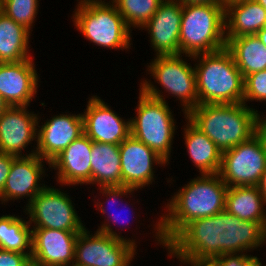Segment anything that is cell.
<instances>
[{"label": "cell", "mask_w": 266, "mask_h": 266, "mask_svg": "<svg viewBox=\"0 0 266 266\" xmlns=\"http://www.w3.org/2000/svg\"><path fill=\"white\" fill-rule=\"evenodd\" d=\"M92 140L83 133L50 162L62 185L91 184Z\"/></svg>", "instance_id": "ffe728a7"}, {"label": "cell", "mask_w": 266, "mask_h": 266, "mask_svg": "<svg viewBox=\"0 0 266 266\" xmlns=\"http://www.w3.org/2000/svg\"><path fill=\"white\" fill-rule=\"evenodd\" d=\"M121 185L139 189L154 181L153 164L167 162L150 147L129 135L120 145Z\"/></svg>", "instance_id": "4fadbf2b"}, {"label": "cell", "mask_w": 266, "mask_h": 266, "mask_svg": "<svg viewBox=\"0 0 266 266\" xmlns=\"http://www.w3.org/2000/svg\"><path fill=\"white\" fill-rule=\"evenodd\" d=\"M82 116L84 133L93 142L120 145L130 135V120H123L97 96L89 99Z\"/></svg>", "instance_id": "5bb4252c"}, {"label": "cell", "mask_w": 266, "mask_h": 266, "mask_svg": "<svg viewBox=\"0 0 266 266\" xmlns=\"http://www.w3.org/2000/svg\"><path fill=\"white\" fill-rule=\"evenodd\" d=\"M182 5L188 4H210L225 6V0H178Z\"/></svg>", "instance_id": "d590c367"}, {"label": "cell", "mask_w": 266, "mask_h": 266, "mask_svg": "<svg viewBox=\"0 0 266 266\" xmlns=\"http://www.w3.org/2000/svg\"><path fill=\"white\" fill-rule=\"evenodd\" d=\"M184 128L185 144L192 162L202 174H218L221 167L222 152L216 144L197 128L187 117Z\"/></svg>", "instance_id": "603a6c76"}, {"label": "cell", "mask_w": 266, "mask_h": 266, "mask_svg": "<svg viewBox=\"0 0 266 266\" xmlns=\"http://www.w3.org/2000/svg\"><path fill=\"white\" fill-rule=\"evenodd\" d=\"M29 226L28 221L15 215L0 216V248L31 254L32 229Z\"/></svg>", "instance_id": "4316f807"}, {"label": "cell", "mask_w": 266, "mask_h": 266, "mask_svg": "<svg viewBox=\"0 0 266 266\" xmlns=\"http://www.w3.org/2000/svg\"><path fill=\"white\" fill-rule=\"evenodd\" d=\"M38 0H0V11L30 31L38 11Z\"/></svg>", "instance_id": "f1b7e54d"}, {"label": "cell", "mask_w": 266, "mask_h": 266, "mask_svg": "<svg viewBox=\"0 0 266 266\" xmlns=\"http://www.w3.org/2000/svg\"><path fill=\"white\" fill-rule=\"evenodd\" d=\"M27 106H9L0 114V152L22 156V150L37 139L38 115ZM37 125V126H36Z\"/></svg>", "instance_id": "e0dca14e"}, {"label": "cell", "mask_w": 266, "mask_h": 266, "mask_svg": "<svg viewBox=\"0 0 266 266\" xmlns=\"http://www.w3.org/2000/svg\"><path fill=\"white\" fill-rule=\"evenodd\" d=\"M259 258L247 254H224L215 257L203 266H258Z\"/></svg>", "instance_id": "4dcf8cb0"}, {"label": "cell", "mask_w": 266, "mask_h": 266, "mask_svg": "<svg viewBox=\"0 0 266 266\" xmlns=\"http://www.w3.org/2000/svg\"><path fill=\"white\" fill-rule=\"evenodd\" d=\"M31 59L0 63V94L9 106H29L38 87V74Z\"/></svg>", "instance_id": "d6986e66"}, {"label": "cell", "mask_w": 266, "mask_h": 266, "mask_svg": "<svg viewBox=\"0 0 266 266\" xmlns=\"http://www.w3.org/2000/svg\"><path fill=\"white\" fill-rule=\"evenodd\" d=\"M100 190H101L100 192H102V195H104V196L106 195L107 198H111L112 201L108 202L111 204H114V203L116 204L115 200L117 199V197H120V196L124 197L125 195H128V193L132 194V192L135 191V189H131V188H128V187L123 186V185H120V186H102V187H100ZM116 201H118V200H116ZM125 208H127V207L125 206ZM119 216H120V214H118V216H116L115 214L114 215L111 214L107 217L108 218L107 221H109V218H112V219H114L113 220L114 223L115 222L118 223ZM122 222H124V221L122 220Z\"/></svg>", "instance_id": "d6a6232c"}, {"label": "cell", "mask_w": 266, "mask_h": 266, "mask_svg": "<svg viewBox=\"0 0 266 266\" xmlns=\"http://www.w3.org/2000/svg\"><path fill=\"white\" fill-rule=\"evenodd\" d=\"M256 112L244 103L201 104L185 117L223 153L254 136Z\"/></svg>", "instance_id": "3957f363"}, {"label": "cell", "mask_w": 266, "mask_h": 266, "mask_svg": "<svg viewBox=\"0 0 266 266\" xmlns=\"http://www.w3.org/2000/svg\"><path fill=\"white\" fill-rule=\"evenodd\" d=\"M182 9L183 5L178 0H163L156 13L143 26L150 34V44L156 56L180 54Z\"/></svg>", "instance_id": "9a60e30c"}, {"label": "cell", "mask_w": 266, "mask_h": 266, "mask_svg": "<svg viewBox=\"0 0 266 266\" xmlns=\"http://www.w3.org/2000/svg\"><path fill=\"white\" fill-rule=\"evenodd\" d=\"M266 240V227L262 223L242 221L221 211L186 224L167 244L170 256L191 266H203L224 254H243Z\"/></svg>", "instance_id": "6da1fadb"}, {"label": "cell", "mask_w": 266, "mask_h": 266, "mask_svg": "<svg viewBox=\"0 0 266 266\" xmlns=\"http://www.w3.org/2000/svg\"><path fill=\"white\" fill-rule=\"evenodd\" d=\"M42 160L36 154V150L31 151L29 155L24 154L14 158L0 197L2 203L27 196L30 197L27 207L32 199L46 187L45 184L43 186L39 184L42 174L45 173Z\"/></svg>", "instance_id": "ac0fdd59"}, {"label": "cell", "mask_w": 266, "mask_h": 266, "mask_svg": "<svg viewBox=\"0 0 266 266\" xmlns=\"http://www.w3.org/2000/svg\"><path fill=\"white\" fill-rule=\"evenodd\" d=\"M226 48L232 53L243 77L266 69V47L256 34L231 38Z\"/></svg>", "instance_id": "484cf974"}, {"label": "cell", "mask_w": 266, "mask_h": 266, "mask_svg": "<svg viewBox=\"0 0 266 266\" xmlns=\"http://www.w3.org/2000/svg\"><path fill=\"white\" fill-rule=\"evenodd\" d=\"M69 195L60 189L45 187L26 207L33 228L82 231L85 227L77 216Z\"/></svg>", "instance_id": "30bf717a"}, {"label": "cell", "mask_w": 266, "mask_h": 266, "mask_svg": "<svg viewBox=\"0 0 266 266\" xmlns=\"http://www.w3.org/2000/svg\"><path fill=\"white\" fill-rule=\"evenodd\" d=\"M163 0H112L129 28H143Z\"/></svg>", "instance_id": "83f0119b"}, {"label": "cell", "mask_w": 266, "mask_h": 266, "mask_svg": "<svg viewBox=\"0 0 266 266\" xmlns=\"http://www.w3.org/2000/svg\"><path fill=\"white\" fill-rule=\"evenodd\" d=\"M80 232L33 228L32 266H73L75 244Z\"/></svg>", "instance_id": "7c38bea8"}, {"label": "cell", "mask_w": 266, "mask_h": 266, "mask_svg": "<svg viewBox=\"0 0 266 266\" xmlns=\"http://www.w3.org/2000/svg\"><path fill=\"white\" fill-rule=\"evenodd\" d=\"M83 133L82 114L51 117L37 130L36 154L50 165L55 157Z\"/></svg>", "instance_id": "2e32d148"}, {"label": "cell", "mask_w": 266, "mask_h": 266, "mask_svg": "<svg viewBox=\"0 0 266 266\" xmlns=\"http://www.w3.org/2000/svg\"><path fill=\"white\" fill-rule=\"evenodd\" d=\"M135 245V240L114 232L109 222L92 236L84 228L75 244L73 266H129L136 253Z\"/></svg>", "instance_id": "ba28073f"}, {"label": "cell", "mask_w": 266, "mask_h": 266, "mask_svg": "<svg viewBox=\"0 0 266 266\" xmlns=\"http://www.w3.org/2000/svg\"><path fill=\"white\" fill-rule=\"evenodd\" d=\"M181 57V54L156 56L148 70L166 92L179 98L187 115L198 105V92L195 68Z\"/></svg>", "instance_id": "8fae6325"}, {"label": "cell", "mask_w": 266, "mask_h": 266, "mask_svg": "<svg viewBox=\"0 0 266 266\" xmlns=\"http://www.w3.org/2000/svg\"><path fill=\"white\" fill-rule=\"evenodd\" d=\"M266 9V0H255Z\"/></svg>", "instance_id": "ab89813d"}, {"label": "cell", "mask_w": 266, "mask_h": 266, "mask_svg": "<svg viewBox=\"0 0 266 266\" xmlns=\"http://www.w3.org/2000/svg\"><path fill=\"white\" fill-rule=\"evenodd\" d=\"M30 31L0 11V63L31 59Z\"/></svg>", "instance_id": "d4e9b609"}, {"label": "cell", "mask_w": 266, "mask_h": 266, "mask_svg": "<svg viewBox=\"0 0 266 266\" xmlns=\"http://www.w3.org/2000/svg\"><path fill=\"white\" fill-rule=\"evenodd\" d=\"M235 1H239V0H225V4H229V3H232V2H235Z\"/></svg>", "instance_id": "60d3db41"}, {"label": "cell", "mask_w": 266, "mask_h": 266, "mask_svg": "<svg viewBox=\"0 0 266 266\" xmlns=\"http://www.w3.org/2000/svg\"><path fill=\"white\" fill-rule=\"evenodd\" d=\"M15 157L16 156L0 152V197L3 193V188Z\"/></svg>", "instance_id": "836d02e7"}, {"label": "cell", "mask_w": 266, "mask_h": 266, "mask_svg": "<svg viewBox=\"0 0 266 266\" xmlns=\"http://www.w3.org/2000/svg\"><path fill=\"white\" fill-rule=\"evenodd\" d=\"M266 101V69L244 77V97L246 101Z\"/></svg>", "instance_id": "f546056e"}, {"label": "cell", "mask_w": 266, "mask_h": 266, "mask_svg": "<svg viewBox=\"0 0 266 266\" xmlns=\"http://www.w3.org/2000/svg\"><path fill=\"white\" fill-rule=\"evenodd\" d=\"M73 21L86 39L109 49H128L131 40L130 28L111 2L80 0Z\"/></svg>", "instance_id": "52a82bcc"}, {"label": "cell", "mask_w": 266, "mask_h": 266, "mask_svg": "<svg viewBox=\"0 0 266 266\" xmlns=\"http://www.w3.org/2000/svg\"><path fill=\"white\" fill-rule=\"evenodd\" d=\"M91 184L102 186L121 185L119 145L92 141Z\"/></svg>", "instance_id": "cb8c5ba5"}, {"label": "cell", "mask_w": 266, "mask_h": 266, "mask_svg": "<svg viewBox=\"0 0 266 266\" xmlns=\"http://www.w3.org/2000/svg\"><path fill=\"white\" fill-rule=\"evenodd\" d=\"M192 58L199 59L195 66L198 105L243 103L244 77L226 47Z\"/></svg>", "instance_id": "277c9868"}, {"label": "cell", "mask_w": 266, "mask_h": 266, "mask_svg": "<svg viewBox=\"0 0 266 266\" xmlns=\"http://www.w3.org/2000/svg\"><path fill=\"white\" fill-rule=\"evenodd\" d=\"M257 187H258L260 193L263 195V198L266 201V170L262 174L260 182L257 185Z\"/></svg>", "instance_id": "8d00e7d4"}, {"label": "cell", "mask_w": 266, "mask_h": 266, "mask_svg": "<svg viewBox=\"0 0 266 266\" xmlns=\"http://www.w3.org/2000/svg\"><path fill=\"white\" fill-rule=\"evenodd\" d=\"M256 36L259 38L260 42L266 47V26L256 33Z\"/></svg>", "instance_id": "74e56055"}, {"label": "cell", "mask_w": 266, "mask_h": 266, "mask_svg": "<svg viewBox=\"0 0 266 266\" xmlns=\"http://www.w3.org/2000/svg\"><path fill=\"white\" fill-rule=\"evenodd\" d=\"M266 26V9L255 0H239L225 5V36L253 35Z\"/></svg>", "instance_id": "44dd1931"}, {"label": "cell", "mask_w": 266, "mask_h": 266, "mask_svg": "<svg viewBox=\"0 0 266 266\" xmlns=\"http://www.w3.org/2000/svg\"><path fill=\"white\" fill-rule=\"evenodd\" d=\"M180 54L192 57L226 47L225 6L183 5L180 29Z\"/></svg>", "instance_id": "8992f818"}, {"label": "cell", "mask_w": 266, "mask_h": 266, "mask_svg": "<svg viewBox=\"0 0 266 266\" xmlns=\"http://www.w3.org/2000/svg\"><path fill=\"white\" fill-rule=\"evenodd\" d=\"M140 83L137 117L130 118V135L150 147L167 163L175 133V122L161 90L147 80Z\"/></svg>", "instance_id": "5b68a950"}, {"label": "cell", "mask_w": 266, "mask_h": 266, "mask_svg": "<svg viewBox=\"0 0 266 266\" xmlns=\"http://www.w3.org/2000/svg\"><path fill=\"white\" fill-rule=\"evenodd\" d=\"M0 266H32L31 254L8 251L0 248Z\"/></svg>", "instance_id": "1f68e13d"}, {"label": "cell", "mask_w": 266, "mask_h": 266, "mask_svg": "<svg viewBox=\"0 0 266 266\" xmlns=\"http://www.w3.org/2000/svg\"><path fill=\"white\" fill-rule=\"evenodd\" d=\"M266 201L257 186L228 187L225 210L242 221L262 223L266 227Z\"/></svg>", "instance_id": "7402d4cb"}, {"label": "cell", "mask_w": 266, "mask_h": 266, "mask_svg": "<svg viewBox=\"0 0 266 266\" xmlns=\"http://www.w3.org/2000/svg\"><path fill=\"white\" fill-rule=\"evenodd\" d=\"M258 114L255 115V133L254 135L260 140L262 147L266 150V119Z\"/></svg>", "instance_id": "e575fe53"}, {"label": "cell", "mask_w": 266, "mask_h": 266, "mask_svg": "<svg viewBox=\"0 0 266 266\" xmlns=\"http://www.w3.org/2000/svg\"><path fill=\"white\" fill-rule=\"evenodd\" d=\"M266 170V150L254 135L224 151L219 176L228 187L257 186Z\"/></svg>", "instance_id": "9c48e42d"}, {"label": "cell", "mask_w": 266, "mask_h": 266, "mask_svg": "<svg viewBox=\"0 0 266 266\" xmlns=\"http://www.w3.org/2000/svg\"><path fill=\"white\" fill-rule=\"evenodd\" d=\"M228 186L219 174H202L188 182L168 202L167 214L156 225V239L166 244L189 222L225 210Z\"/></svg>", "instance_id": "7a4b0ae2"}, {"label": "cell", "mask_w": 266, "mask_h": 266, "mask_svg": "<svg viewBox=\"0 0 266 266\" xmlns=\"http://www.w3.org/2000/svg\"><path fill=\"white\" fill-rule=\"evenodd\" d=\"M8 107H9V105L7 104V102L4 100V98L0 94V114L3 111H5Z\"/></svg>", "instance_id": "f35d334b"}]
</instances>
